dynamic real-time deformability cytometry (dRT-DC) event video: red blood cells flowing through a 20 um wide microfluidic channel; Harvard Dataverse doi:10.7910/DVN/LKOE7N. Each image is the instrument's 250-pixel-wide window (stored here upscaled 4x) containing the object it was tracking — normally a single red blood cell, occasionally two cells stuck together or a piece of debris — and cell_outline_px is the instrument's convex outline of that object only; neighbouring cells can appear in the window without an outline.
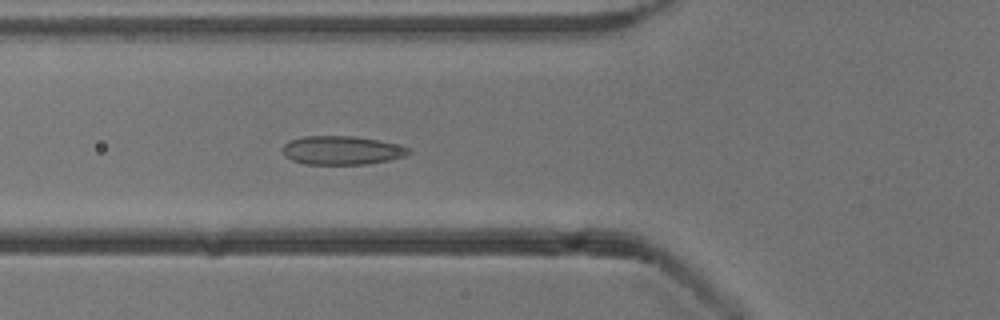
{"species": "common noctule bat (a hibernating species)", "species_latin": "Nyctalus noctula", "temperature_condition": "cold", "stored_images_in_passage": 53, "camera_frame_rate_fps": 3000, "um_per_image_px": 0.085, "animal": {"sex": "male", "body_mass_g": 13.3}, "frame": {"image": 1, "passage_image": 19, "time_ms": 6.0, "image_size_px": [1000, 320], "cell_outline_px": [[412, 152], [404, 156], [388, 160], [368, 164], [304, 164], [292, 160], [284, 156], [280, 148], [288, 140], [304, 136], [352, 136], [376, 140], [396, 144], [412, 148]], "centroid_in_image_um": [29.01, 12.78], "position_along_channel_um": 96.8, "area_um2": 21.21}}
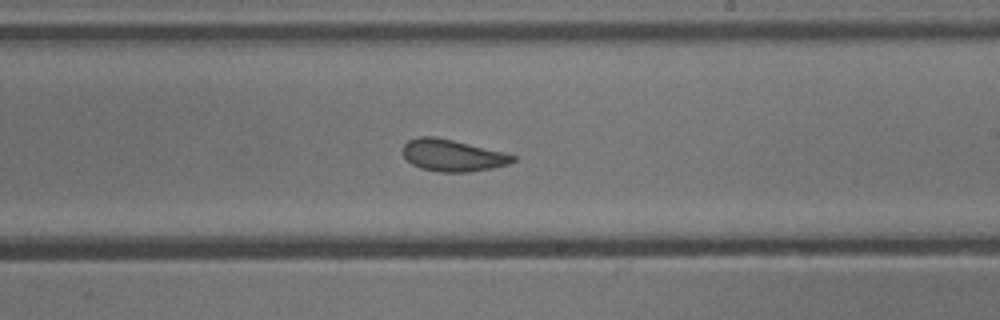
{"frame": {"image": 2, "passage_image": 31, "time_ms": 10.0, "image_size_px": [1000, 320], "cell_outline_px": [[516, 160], [508, 164], [492, 168], [468, 172], [440, 172], [420, 168], [412, 164], [404, 156], [404, 144], [408, 140], [420, 136], [432, 136], [452, 140], [504, 152], [516, 156]], "centroid_in_image_um": [38.47, 13.21], "position_along_channel_um": 250.5, "area_um2": 20.23}}
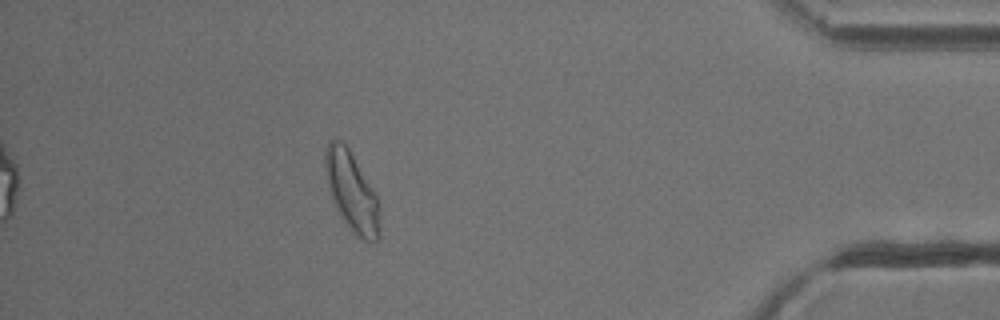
{"frame": {"image": 3, "passage_image": 47, "time_ms": 15.333, "image_size_px": [1000, 320], "cell_outline_px": [[380, 236], [376, 240], [360, 240], [352, 232], [336, 208], [332, 200], [328, 188], [324, 168], [324, 152], [328, 140], [340, 140], [348, 148], [376, 192], [380, 208]], "centroid_in_image_um": [29.9, 16.29], "position_along_channel_um": 405.3, "area_um2": 25.49}, "authors_computed_cell_mechanics": {"area_um2": 22.0796, "velocity_mm_per_s": 3.8393, "shape_relaxation_time_tau1_ms": 3.8339, "shape_relaxation_time_tau2_ms": 2.1114, "deformation_change_tau1": 0.0922, "deformation_change_tau2": 0.0627}}